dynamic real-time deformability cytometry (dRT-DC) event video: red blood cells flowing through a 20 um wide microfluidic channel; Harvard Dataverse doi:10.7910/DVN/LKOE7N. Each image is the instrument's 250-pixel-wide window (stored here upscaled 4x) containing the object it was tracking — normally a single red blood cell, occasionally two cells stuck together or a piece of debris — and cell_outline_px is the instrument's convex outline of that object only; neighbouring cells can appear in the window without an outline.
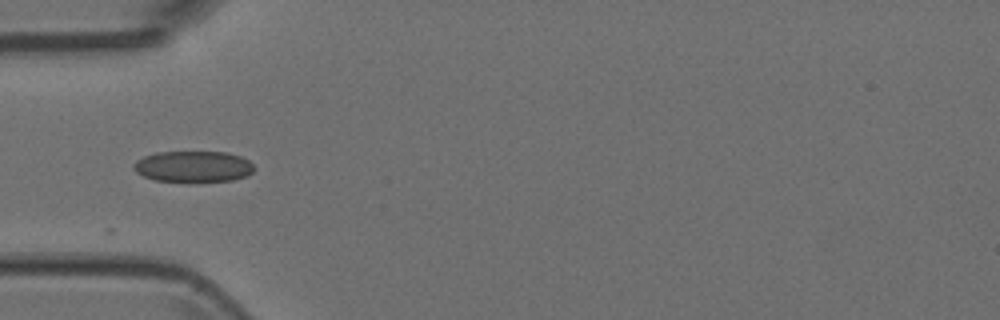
{"species": "Egyptian fruit bat (a non-hibernating species)", "species_latin": "Rousettus aegyptiacus", "temperature_condition": "room temperature", "stored_images_in_passage": 4, "camera_frame_rate_fps": 3000, "um_per_image_px": 0.085, "animal": {"sex": "female"}, "frame": {"image": 1, "passage_image": 4, "time_ms": 1.0, "image_size_px": [1000, 320], "cell_outline_px": [[256, 168], [252, 172], [244, 176], [232, 180], [156, 180], [144, 176], [136, 172], [132, 168], [132, 164], [136, 160], [144, 156], [156, 152], [228, 152], [240, 156], [248, 160]], "centroid_in_image_um": [16.41, 14.12], "position_along_channel_um": 68.6, "area_um2": 21.44}}